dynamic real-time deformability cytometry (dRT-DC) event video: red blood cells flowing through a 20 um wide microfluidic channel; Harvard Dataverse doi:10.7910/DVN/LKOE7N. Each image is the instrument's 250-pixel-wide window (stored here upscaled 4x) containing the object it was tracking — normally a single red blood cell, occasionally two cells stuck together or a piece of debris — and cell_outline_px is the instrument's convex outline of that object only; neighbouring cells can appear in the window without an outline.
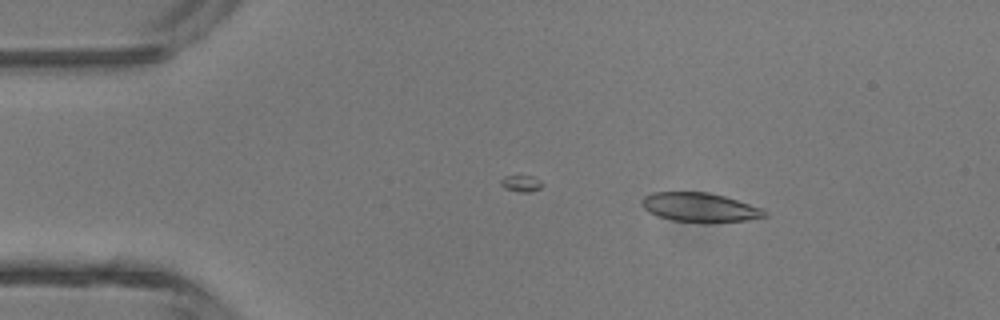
{"species": "common noctule bat (a hibernating species)", "species_latin": "Nyctalus noctula", "temperature_condition": "room temperature", "stored_images_in_passage": 4, "camera_frame_rate_fps": 3000, "um_per_image_px": 0.085, "animal": {"sex": "male", "body_mass_g": 13.3}, "frame": {"image": 1, "passage_image": 2, "time_ms": 0.333, "image_size_px": [1000, 320], "cell_outline_px": [[768, 216], [744, 220], [704, 224], [672, 220], [656, 216], [648, 212], [640, 204], [640, 200], [644, 196], [652, 192], [708, 192], [724, 196], [764, 208], [768, 212]], "centroid_in_image_um": [59.47, 17.64], "position_along_channel_um": 25.5, "area_um2": 21.39}}